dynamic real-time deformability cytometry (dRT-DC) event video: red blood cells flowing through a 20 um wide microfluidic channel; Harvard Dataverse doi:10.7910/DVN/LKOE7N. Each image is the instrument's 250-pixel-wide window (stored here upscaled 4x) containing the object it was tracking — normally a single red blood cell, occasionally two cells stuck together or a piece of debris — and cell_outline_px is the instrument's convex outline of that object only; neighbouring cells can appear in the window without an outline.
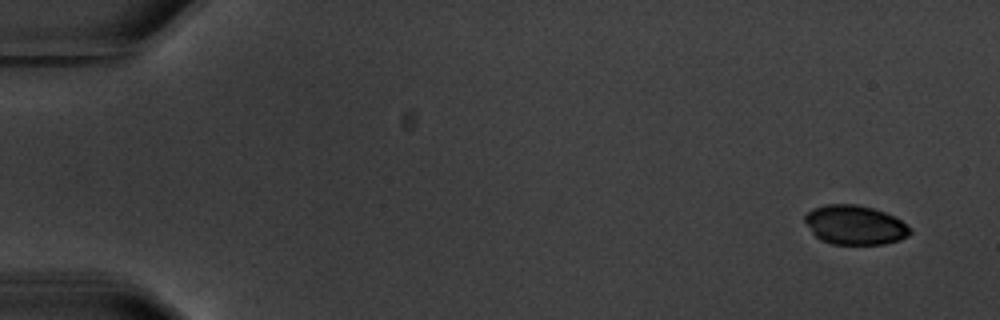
{"species": "common noctule bat (a hibernating species)", "species_latin": "Nyctalus noctula", "temperature_condition": "warm", "stored_images_in_passage": 4, "segment_of_instrument_passage": [2, 2], "camera_frame_rate_fps": 3000, "um_per_image_px": 0.085, "animal": {"sex": "male", "body_mass_g": 20.1, "forearm_length_mm": 53.5}, "frame": {"image": 1, "passage_image": 4, "time_ms": 3.667, "image_size_px": [1000, 320], "cell_outline_px": [[912, 232], [908, 236], [900, 240], [884, 244], [832, 244], [820, 240], [812, 232], [804, 220], [804, 216], [812, 208], [828, 204], [856, 204], [872, 208], [884, 212], [900, 220], [912, 228]], "centroid_in_image_um": [72.67, 19.13], "position_along_channel_um": 12.3, "area_um2": 24.1}}